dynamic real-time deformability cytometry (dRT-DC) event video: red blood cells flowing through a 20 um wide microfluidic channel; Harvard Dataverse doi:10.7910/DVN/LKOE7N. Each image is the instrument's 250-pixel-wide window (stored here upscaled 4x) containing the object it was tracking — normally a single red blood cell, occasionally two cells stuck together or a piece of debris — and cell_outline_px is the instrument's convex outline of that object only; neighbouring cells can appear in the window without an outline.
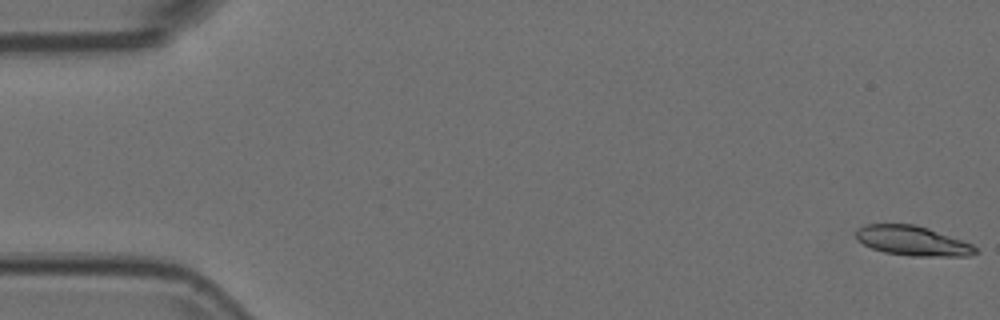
{"species": "Egyptian fruit bat (a non-hibernating species)", "species_latin": "Rousettus aegyptiacus", "temperature_condition": "room temperature", "stored_images_in_passage": 55, "camera_frame_rate_fps": 3000, "um_per_image_px": 0.085, "animal": {"sex": "female"}, "frame": {"image": 1, "passage_image": 1, "time_ms": 0.0, "image_size_px": [1000, 320], "cell_outline_px": [[980, 252], [968, 256], [912, 256], [884, 252], [872, 248], [856, 240], [856, 232], [860, 228], [868, 224], [916, 224], [928, 228], [972, 244]], "centroid_in_image_um": [77.58, 20.47], "position_along_channel_um": 7.4, "area_um2": 20.52}}
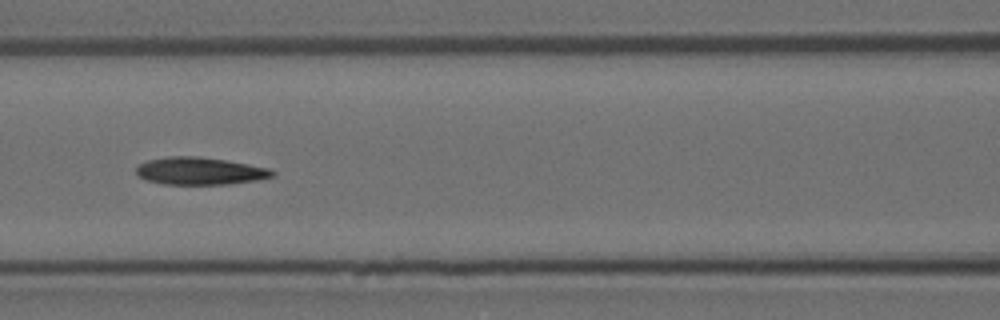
{"frame": {"image": 2, "passage_image": 24, "time_ms": 7.667, "image_size_px": [1000, 320], "cell_outline_px": [[276, 176], [256, 180], [228, 184], [164, 184], [148, 180], [140, 176], [136, 172], [136, 168], [140, 164], [148, 160], [168, 156], [196, 156], [224, 160], [248, 164], [268, 168], [276, 172]], "centroid_in_image_um": [17.02, 14.53], "position_along_channel_um": 149.6, "area_um2": 21.56}}
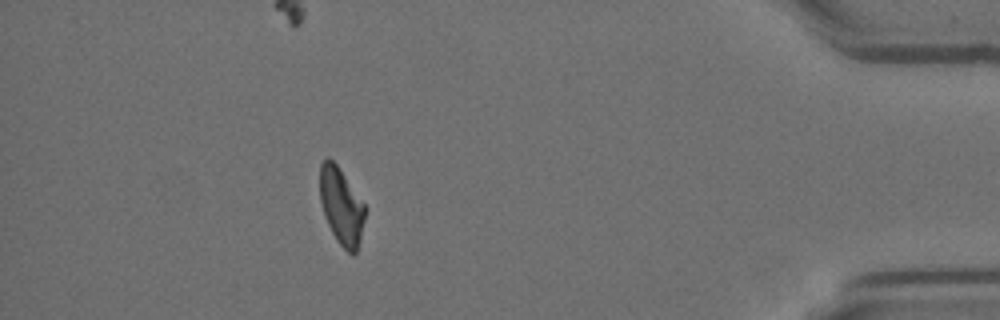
{"frame": {"image": 3, "passage_image": 49, "time_ms": 16.0, "image_size_px": [1000, 320], "cell_outline_px": [[364, 220], [360, 240], [356, 252], [352, 256], [336, 240], [324, 216], [320, 200], [320, 164], [328, 156], [336, 164], [364, 204]], "centroid_in_image_um": [28.99, 17.54], "position_along_channel_um": 406.2, "area_um2": 19.83}}